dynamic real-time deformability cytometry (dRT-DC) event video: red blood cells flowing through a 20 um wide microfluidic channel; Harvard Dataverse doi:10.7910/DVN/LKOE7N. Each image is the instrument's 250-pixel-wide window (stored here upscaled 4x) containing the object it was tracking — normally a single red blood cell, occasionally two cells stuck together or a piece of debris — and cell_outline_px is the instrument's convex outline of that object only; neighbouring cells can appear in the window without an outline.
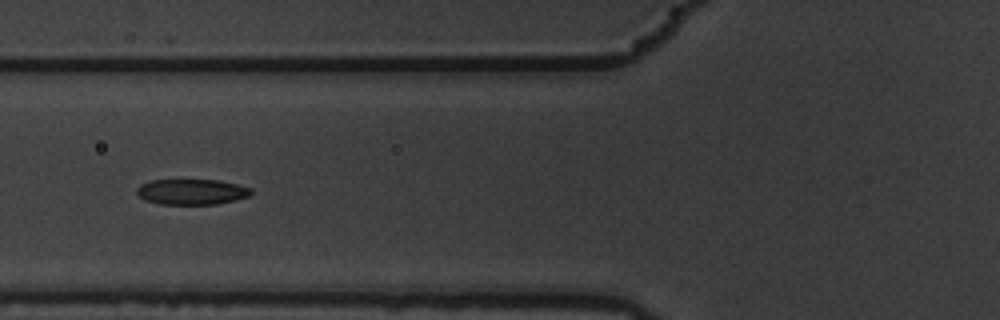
{"species": "common noctule bat (a hibernating species)", "species_latin": "Nyctalus noctula", "temperature_condition": "warm", "stored_images_in_passage": 7, "camera_frame_rate_fps": 3000, "um_per_image_px": 0.085, "animal": {"sex": "male", "body_mass_g": 19.5, "forearm_length_mm": 54.6}, "frame": {"image": 1, "passage_image": 7, "time_ms": 2.0, "image_size_px": [1000, 320], "cell_outline_px": [[252, 192], [248, 196], [236, 200], [216, 204], [160, 204], [144, 200], [136, 192], [136, 188], [140, 184], [152, 180], [216, 180], [236, 184], [252, 188]], "centroid_in_image_um": [16.27, 16.3], "position_along_channel_um": 109.5, "area_um2": 16.99}}